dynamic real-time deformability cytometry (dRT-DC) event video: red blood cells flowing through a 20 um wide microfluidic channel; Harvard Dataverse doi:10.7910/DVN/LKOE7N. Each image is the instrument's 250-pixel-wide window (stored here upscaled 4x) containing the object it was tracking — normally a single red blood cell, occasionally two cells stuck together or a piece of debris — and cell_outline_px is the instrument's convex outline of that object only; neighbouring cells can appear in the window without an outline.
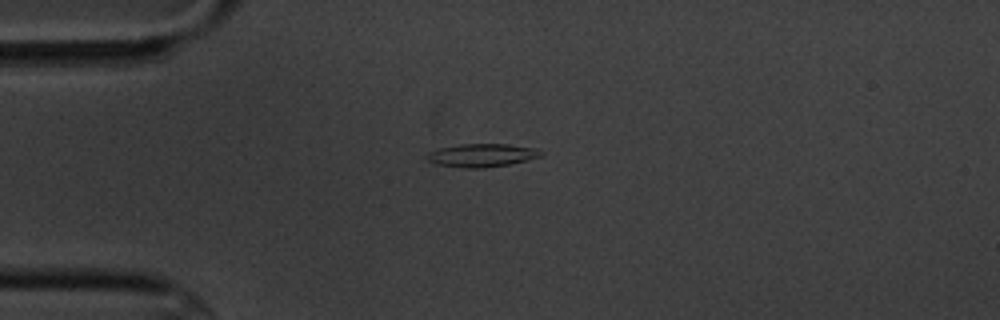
{"species": "common noctule bat (a hibernating species)", "species_latin": "Nyctalus noctula", "temperature_condition": "cold", "stored_images_in_passage": 11, "camera_frame_rate_fps": 3000, "um_per_image_px": 0.085, "animal": {"sex": "male", "body_mass_g": 20.1, "forearm_length_mm": 53.5}, "frame": {"image": 1, "passage_image": 4, "time_ms": 3.333, "image_size_px": [1000, 320], "cell_outline_px": [[544, 152], [540, 156], [508, 164], [484, 168], [464, 168], [436, 164], [428, 160], [428, 152], [440, 148], [460, 144], [508, 144], [536, 148]], "centroid_in_image_um": [40.95, 13.19], "position_along_channel_um": 44.0, "area_um2": 15.2}}
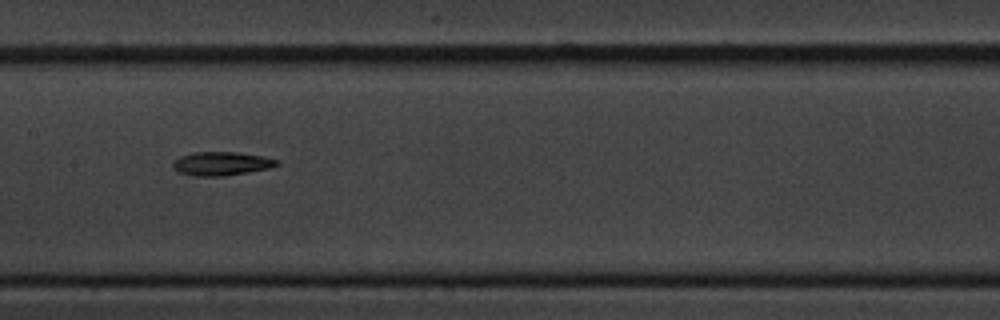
{"frame": {"image": 2, "passage_image": 8, "time_ms": 8.0, "image_size_px": [1000, 320], "cell_outline_px": [[280, 164], [272, 168], [224, 176], [196, 176], [176, 172], [172, 168], [172, 160], [180, 156], [196, 152], [236, 152], [264, 156], [280, 160]], "centroid_in_image_um": [18.82, 13.91], "position_along_channel_um": 188.6, "area_um2": 14.62}}
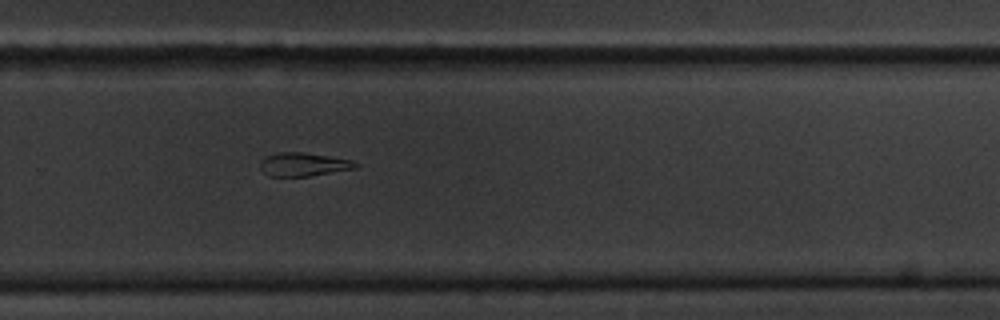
{"frame": {"image": 3, "passage_image": 11, "time_ms": 11.333, "image_size_px": [1000, 320], "cell_outline_px": [[360, 164], [356, 168], [308, 176], [268, 176], [260, 168], [260, 160], [264, 156], [276, 152], [304, 152], [352, 160]], "centroid_in_image_um": [25.76, 13.96], "position_along_channel_um": 304.0, "area_um2": 13.12}}